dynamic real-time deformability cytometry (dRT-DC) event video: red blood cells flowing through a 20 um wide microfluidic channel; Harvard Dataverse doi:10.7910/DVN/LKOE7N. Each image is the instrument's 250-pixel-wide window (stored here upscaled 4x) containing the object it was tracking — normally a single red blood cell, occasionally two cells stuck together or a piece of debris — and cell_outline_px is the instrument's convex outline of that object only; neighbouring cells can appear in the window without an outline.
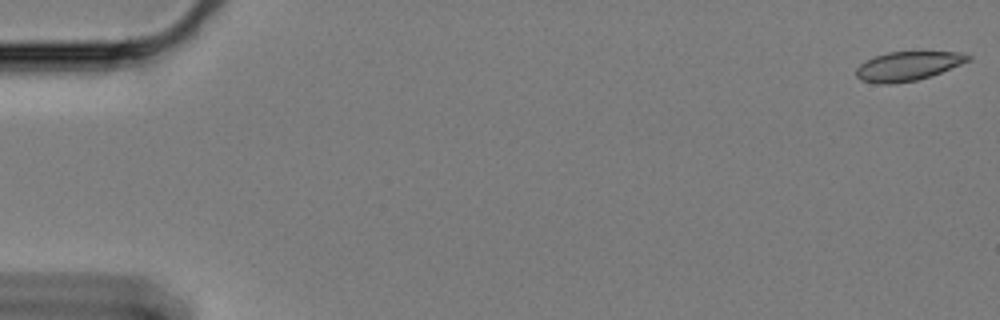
{"species": "Egyptian fruit bat (a non-hibernating species)", "species_latin": "Rousettus aegyptiacus", "temperature_condition": "cold", "stored_images_in_passage": 55, "camera_frame_rate_fps": 3000, "um_per_image_px": 0.085, "animal": {"sex": "female"}, "frame": {"image": 1, "passage_image": 1, "time_ms": 0.0, "image_size_px": [1000, 320], "cell_outline_px": [[972, 60], [940, 72], [916, 80], [892, 84], [876, 84], [860, 80], [856, 76], [856, 68], [864, 60], [888, 52], [960, 52], [972, 56]], "centroid_in_image_um": [77.14, 5.62], "position_along_channel_um": 7.9, "area_um2": 18.96}}
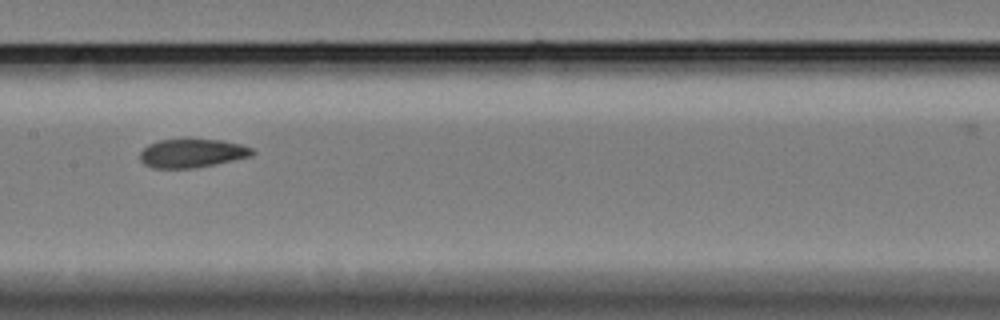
{"frame": {"image": 2, "passage_image": 31, "time_ms": 10.0, "image_size_px": [1000, 320], "cell_outline_px": [[256, 152], [252, 156], [216, 164], [196, 168], [152, 168], [144, 164], [140, 160], [140, 152], [148, 144], [160, 140], [188, 136], [224, 140], [240, 144], [252, 148]], "centroid_in_image_um": [16.33, 12.98], "position_along_channel_um": 191.1, "area_um2": 19.65}}
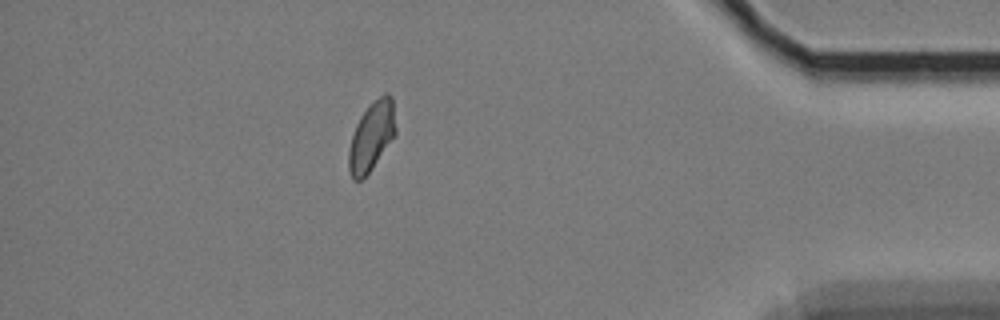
{"frame": {"image": 3, "passage_image": 54, "time_ms": 17.667, "image_size_px": [1000, 320], "cell_outline_px": [[396, 136], [372, 168], [360, 180], [352, 180], [348, 168], [348, 152], [352, 136], [356, 124], [360, 116], [384, 92], [388, 92], [392, 96], [396, 128]], "centroid_in_image_um": [31.6, 11.6], "position_along_channel_um": 403.6, "area_um2": 18.84}}